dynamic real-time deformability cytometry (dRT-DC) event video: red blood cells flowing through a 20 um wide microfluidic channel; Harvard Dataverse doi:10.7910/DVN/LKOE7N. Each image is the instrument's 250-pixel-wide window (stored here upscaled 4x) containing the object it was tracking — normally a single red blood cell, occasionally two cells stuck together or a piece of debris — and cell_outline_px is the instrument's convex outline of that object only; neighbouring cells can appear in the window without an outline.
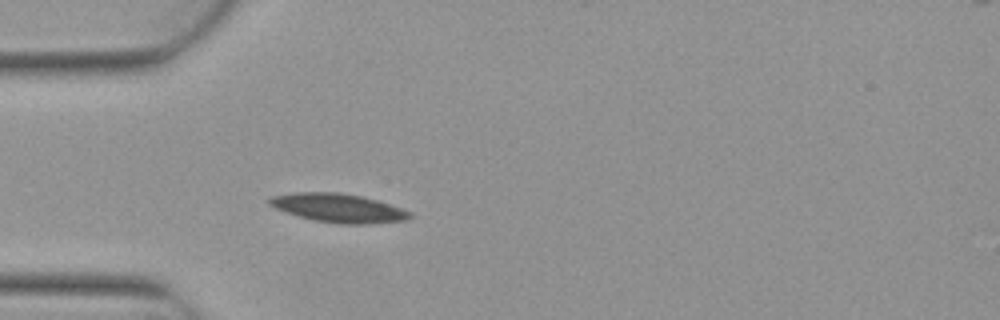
{"species": "Egyptian fruit bat (a non-hibernating species)", "species_latin": "Rousettus aegyptiacus", "temperature_condition": "warm", "stored_images_in_passage": 2, "camera_frame_rate_fps": 3000, "um_per_image_px": 0.085, "animal": {"sex": "female"}, "frame": {"image": 1, "passage_image": 2, "time_ms": 0.333, "image_size_px": [1000, 320], "cell_outline_px": [[412, 216], [408, 220], [368, 224], [340, 224], [316, 220], [300, 216], [276, 208], [268, 204], [268, 200], [272, 196], [296, 192], [340, 192], [360, 196], [376, 200], [412, 212]], "centroid_in_image_um": [28.79, 17.68], "position_along_channel_um": 56.2, "area_um2": 23.24}}